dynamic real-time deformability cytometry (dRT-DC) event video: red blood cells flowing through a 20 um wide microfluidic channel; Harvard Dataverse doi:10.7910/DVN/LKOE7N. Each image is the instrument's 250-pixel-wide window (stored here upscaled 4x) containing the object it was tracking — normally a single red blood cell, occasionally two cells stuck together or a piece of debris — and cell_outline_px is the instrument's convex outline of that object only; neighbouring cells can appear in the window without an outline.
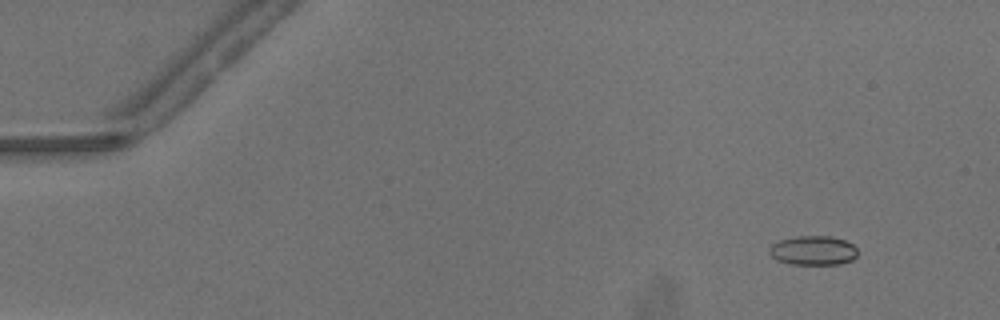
{"species": "common noctule bat (a hibernating species)", "species_latin": "Nyctalus noctula", "temperature_condition": "warm", "stored_images_in_passage": 42, "camera_frame_rate_fps": 3000, "um_per_image_px": 0.085, "animal": {"sex": "male", "body_mass_g": 13.3}, "frame": {"image": 1, "passage_image": 6, "time_ms": 1.667, "image_size_px": [1000, 320], "cell_outline_px": [[856, 256], [852, 260], [840, 264], [788, 264], [776, 260], [768, 252], [768, 248], [772, 244], [780, 240], [796, 236], [832, 236], [844, 240], [852, 244], [856, 248]], "centroid_in_image_um": [69.09, 21.29], "position_along_channel_um": 15.9, "area_um2": 15.14}}
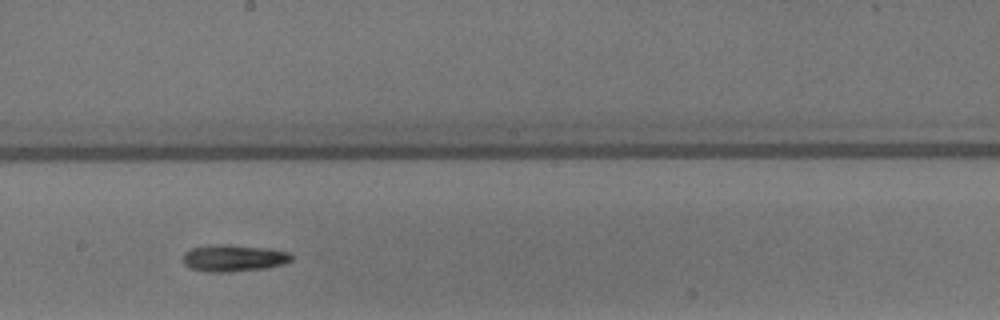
{"frame": {"image": 2, "passage_image": 30, "time_ms": 9.667, "image_size_px": [1000, 320], "cell_outline_px": [[292, 260], [280, 264], [264, 268], [228, 272], [208, 272], [192, 268], [184, 264], [184, 252], [192, 248], [216, 244], [224, 244], [272, 248], [292, 252]], "centroid_in_image_um": [19.89, 21.92], "position_along_channel_um": 228.3, "area_um2": 16.94}}
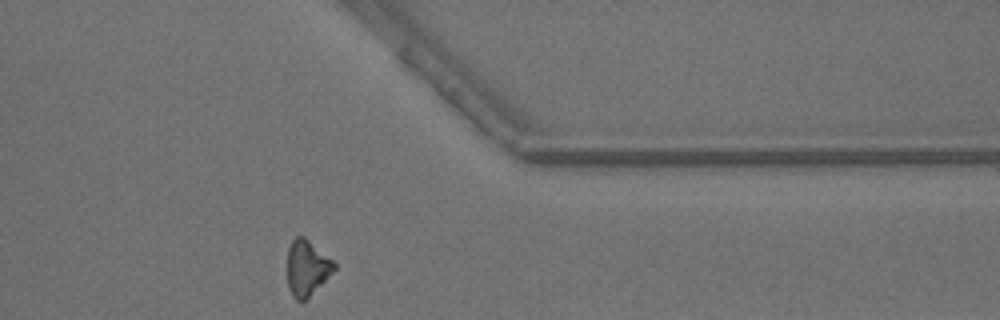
{"frame": {"image": 3, "passage_image": 42, "time_ms": 13.667, "image_size_px": [1000, 320], "cell_outline_px": [[336, 268], [304, 300], [296, 300], [292, 296], [288, 288], [288, 248], [292, 240], [296, 236], [304, 236], [332, 260], [336, 264]], "centroid_in_image_um": [26.06, 22.74], "position_along_channel_um": 385.3, "area_um2": 14.74}, "authors_computed_cell_mechanics": {"area_um2": 15.7216, "velocity_mm_per_s": 4.2062, "shape_relaxation_time_tau1_ms": 6.8229, "shape_relaxation_time_tau2_ms": null, "deformation_change_tau1": 0.2488, "deformation_change_tau2": null}}